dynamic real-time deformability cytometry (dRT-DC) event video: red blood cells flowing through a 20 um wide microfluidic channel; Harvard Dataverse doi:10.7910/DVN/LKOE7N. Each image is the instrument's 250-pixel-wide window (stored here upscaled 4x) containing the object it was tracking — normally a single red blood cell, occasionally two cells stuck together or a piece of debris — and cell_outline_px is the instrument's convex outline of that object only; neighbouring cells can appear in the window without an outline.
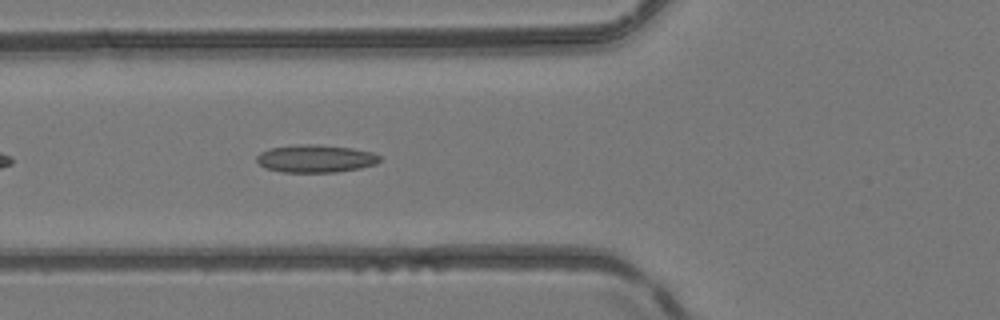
{"species": "common noctule bat (a hibernating species)", "species_latin": "Nyctalus noctula", "temperature_condition": "room temperature", "stored_images_in_passage": 6, "camera_frame_rate_fps": 3000, "um_per_image_px": 0.085, "animal": {"sex": "female", "body_mass_g": 24.6, "forearm_length_mm": 56.2}, "frame": {"image": 1, "passage_image": 6, "time_ms": 5.667, "image_size_px": [1000, 320], "cell_outline_px": [[380, 160], [376, 164], [360, 168], [336, 172], [280, 172], [264, 168], [256, 160], [256, 156], [260, 152], [272, 148], [304, 144], [316, 144], [352, 148], [372, 152], [380, 156]], "centroid_in_image_um": [26.82, 13.49], "position_along_channel_um": 99.0, "area_um2": 19.83}}